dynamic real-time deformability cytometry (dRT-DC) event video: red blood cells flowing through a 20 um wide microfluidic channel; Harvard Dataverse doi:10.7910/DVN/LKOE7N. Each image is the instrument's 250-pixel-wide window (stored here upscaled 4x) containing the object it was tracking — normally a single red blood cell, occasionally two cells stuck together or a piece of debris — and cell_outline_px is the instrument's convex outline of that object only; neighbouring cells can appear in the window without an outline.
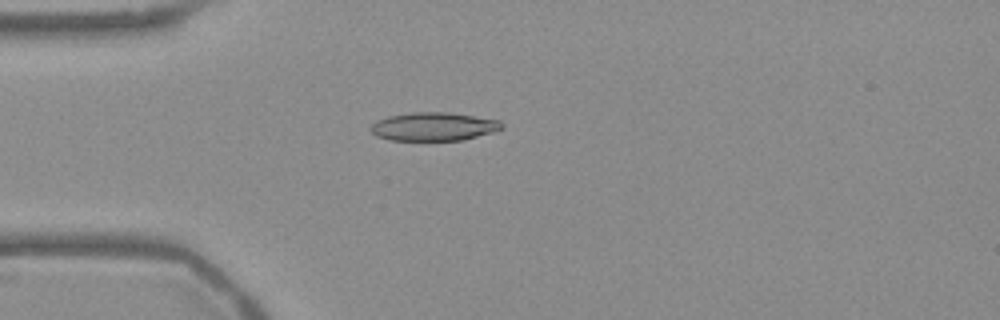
{"species": "Egyptian fruit bat (a non-hibernating species)", "species_latin": "Rousettus aegyptiacus", "temperature_condition": "warm", "stored_images_in_passage": 40, "camera_frame_rate_fps": 3000, "um_per_image_px": 0.085, "frame": {"image": 1, "passage_image": 1, "time_ms": 0.0, "image_size_px": [1000, 320], "cell_outline_px": [[504, 128], [496, 132], [464, 140], [388, 140], [376, 136], [368, 128], [376, 120], [388, 116], [412, 112], [448, 112], [500, 120], [504, 124]], "centroid_in_image_um": [36.88, 10.76], "position_along_channel_um": 48.1, "area_um2": 22.02}}
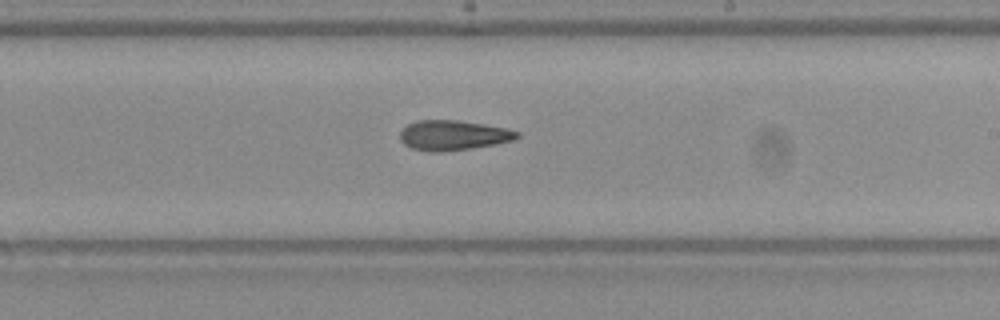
{"frame": {"image": 2, "passage_image": 18, "time_ms": 5.667, "image_size_px": [1000, 320], "cell_outline_px": [[520, 136], [512, 140], [496, 144], [472, 148], [440, 152], [428, 152], [412, 148], [404, 144], [400, 140], [400, 128], [416, 120], [456, 120], [484, 124], [504, 128], [520, 132]], "centroid_in_image_um": [38.47, 11.5], "position_along_channel_um": 250.5, "area_um2": 20.52}}
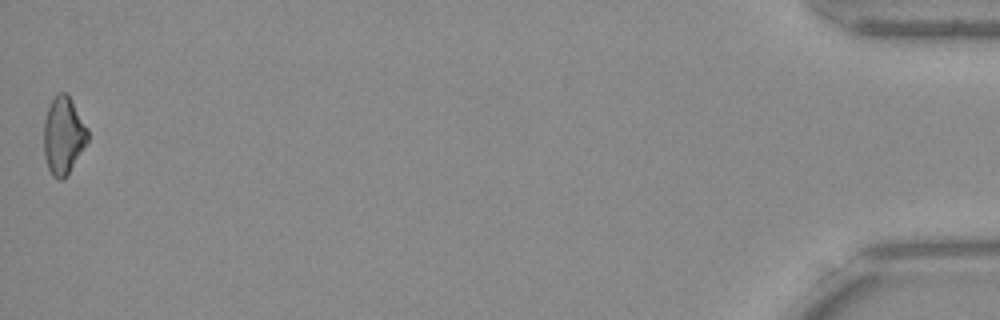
{"frame": {"image": 3, "passage_image": 40, "time_ms": 13.0, "image_size_px": [1000, 320], "cell_outline_px": [[88, 140], [64, 180], [56, 180], [52, 176], [48, 168], [44, 156], [44, 120], [48, 108], [56, 92], [68, 92], [88, 128]], "centroid_in_image_um": [5.38, 11.5], "position_along_channel_um": 429.8, "area_um2": 20.0}, "authors_computed_cell_mechanics": {"area_um2": 20.3745, "velocity_mm_per_s": 3.7807, "shape_relaxation_time_tau1_ms": null, "shape_relaxation_time_tau2_ms": 9.2747, "deformation_change_tau1": null, "deformation_change_tau2": 0.199}}